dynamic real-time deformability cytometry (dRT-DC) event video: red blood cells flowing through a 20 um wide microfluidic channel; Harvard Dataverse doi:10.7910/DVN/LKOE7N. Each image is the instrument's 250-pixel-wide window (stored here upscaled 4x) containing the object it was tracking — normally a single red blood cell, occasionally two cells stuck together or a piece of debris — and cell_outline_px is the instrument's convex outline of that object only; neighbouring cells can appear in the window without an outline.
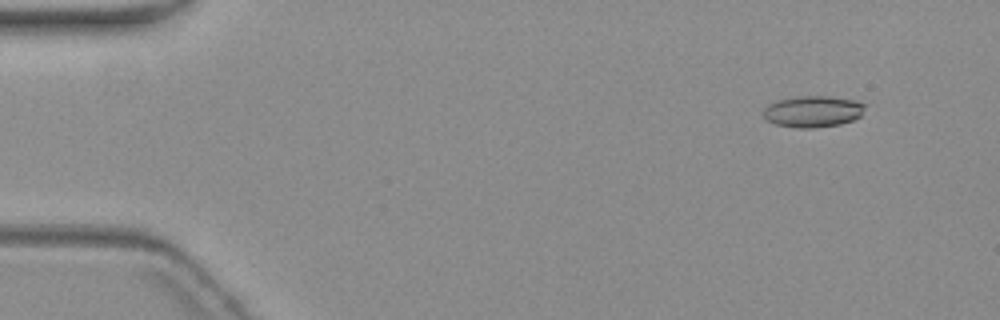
{"species": "common noctule bat (a hibernating species)", "species_latin": "Nyctalus noctula", "temperature_condition": "warm", "stored_images_in_passage": 5, "camera_frame_rate_fps": 3000, "um_per_image_px": 0.085, "animal": {"sex": "female", "body_mass_g": 19.3, "forearm_length_mm": 54.1}, "frame": {"image": 1, "passage_image": 2, "time_ms": 1.0, "image_size_px": [1000, 320], "cell_outline_px": [[868, 104], [860, 116], [852, 120], [840, 124], [812, 128], [800, 128], [776, 124], [764, 120], [764, 108], [768, 104], [776, 100], [800, 96], [832, 96], [856, 100]], "centroid_in_image_um": [69.11, 9.46], "position_along_channel_um": 15.9, "area_um2": 18.79}}